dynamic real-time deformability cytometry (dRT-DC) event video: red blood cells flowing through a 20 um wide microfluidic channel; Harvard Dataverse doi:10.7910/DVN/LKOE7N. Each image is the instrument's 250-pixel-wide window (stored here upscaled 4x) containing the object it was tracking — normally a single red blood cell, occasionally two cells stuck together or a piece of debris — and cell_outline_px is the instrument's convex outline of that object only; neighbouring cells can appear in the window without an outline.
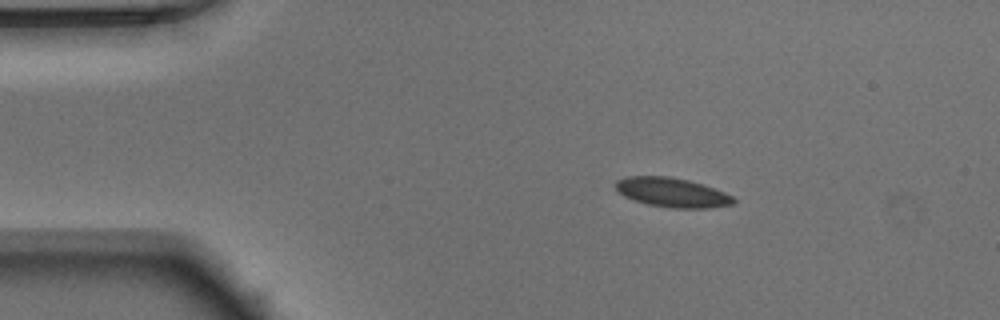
{"species": "Egyptian fruit bat (a non-hibernating species)", "species_latin": "Rousettus aegyptiacus", "temperature_condition": "warm", "stored_images_in_passage": 50, "camera_frame_rate_fps": 3000, "um_per_image_px": 0.085, "animal": {"sex": "male"}, "frame": {"image": 1, "passage_image": 8, "time_ms": 2.333, "image_size_px": [1000, 320], "cell_outline_px": [[736, 200], [732, 204], [708, 208], [672, 208], [648, 204], [624, 196], [616, 188], [616, 180], [628, 176], [668, 176], [688, 180], [724, 192], [732, 196]], "centroid_in_image_um": [57.12, 16.36], "position_along_channel_um": 27.9, "area_um2": 19.83}}
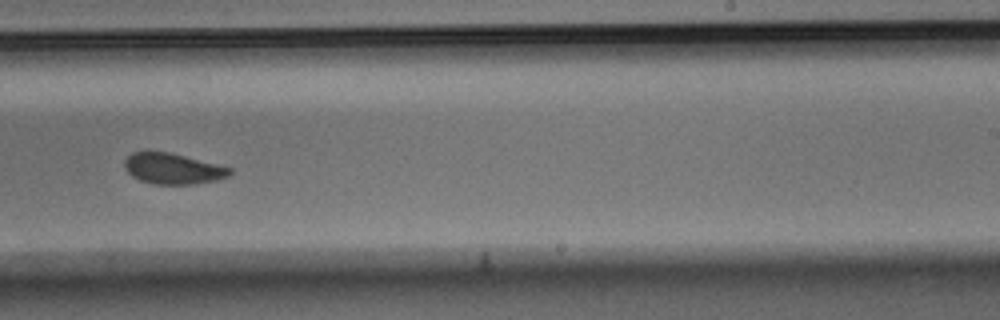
{"frame": {"image": 2, "passage_image": 31, "time_ms": 10.0, "image_size_px": [1000, 320], "cell_outline_px": [[232, 172], [228, 176], [216, 180], [196, 184], [152, 184], [140, 180], [132, 176], [128, 172], [124, 164], [124, 160], [132, 152], [168, 152], [232, 168]], "centroid_in_image_um": [14.69, 14.35], "position_along_channel_um": 274.3, "area_um2": 18.67}}
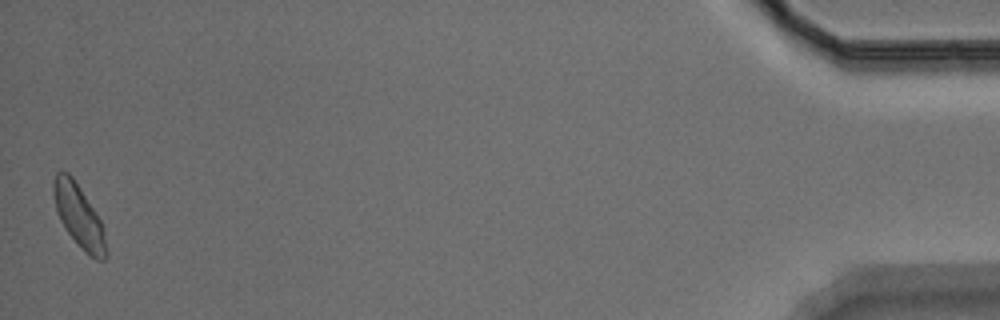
{"frame": {"image": 3, "passage_image": 50, "time_ms": 16.333, "image_size_px": [1000, 320], "cell_outline_px": [[108, 252], [104, 260], [96, 260], [64, 228], [56, 212], [52, 192], [52, 184], [56, 172], [68, 172], [72, 176], [80, 188], [100, 220], [104, 228]], "centroid_in_image_um": [6.69, 18.33], "position_along_channel_um": 428.5, "area_um2": 18.9}, "authors_computed_cell_mechanics": {"area_um2": 19.8254, "velocity_mm_per_s": 3.9185, "shape_relaxation_time_tau1_ms": 3.826, "shape_relaxation_time_tau2_ms": 1.3357, "deformation_change_tau1": 0.0854, "deformation_change_tau2": 0.0468}}